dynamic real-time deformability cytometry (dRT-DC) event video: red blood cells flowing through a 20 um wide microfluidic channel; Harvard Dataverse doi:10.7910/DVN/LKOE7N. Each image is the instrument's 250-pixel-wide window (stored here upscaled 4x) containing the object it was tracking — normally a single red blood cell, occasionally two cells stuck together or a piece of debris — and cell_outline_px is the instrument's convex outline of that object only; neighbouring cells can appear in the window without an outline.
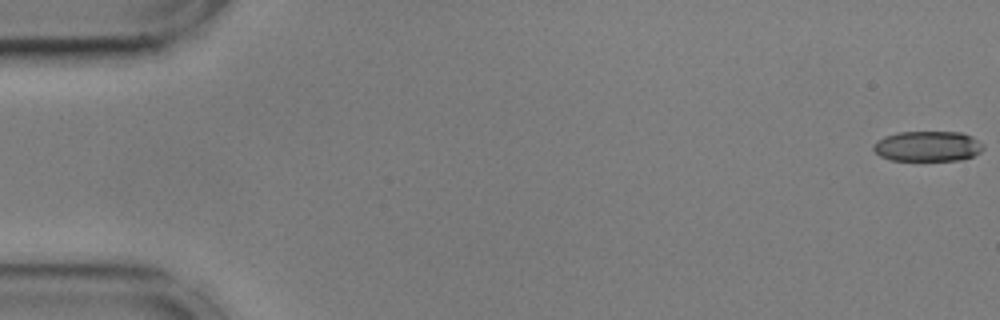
{"species": "common noctule bat (a hibernating species)", "species_latin": "Nyctalus noctula", "temperature_condition": "cold", "stored_images_in_passage": 11, "camera_frame_rate_fps": 3000, "um_per_image_px": 0.085, "animal": {"sex": "male", "body_mass_g": 17.9, "forearm_length_mm": 54.2}, "frame": {"image": 1, "passage_image": 1, "time_ms": 0.0, "image_size_px": [1000, 320], "cell_outline_px": [[984, 148], [980, 152], [972, 156], [960, 160], [892, 160], [880, 156], [872, 148], [876, 140], [884, 136], [900, 132], [960, 132], [972, 136], [984, 144]], "centroid_in_image_um": [78.86, 12.42], "position_along_channel_um": 6.1, "area_um2": 19.42}}